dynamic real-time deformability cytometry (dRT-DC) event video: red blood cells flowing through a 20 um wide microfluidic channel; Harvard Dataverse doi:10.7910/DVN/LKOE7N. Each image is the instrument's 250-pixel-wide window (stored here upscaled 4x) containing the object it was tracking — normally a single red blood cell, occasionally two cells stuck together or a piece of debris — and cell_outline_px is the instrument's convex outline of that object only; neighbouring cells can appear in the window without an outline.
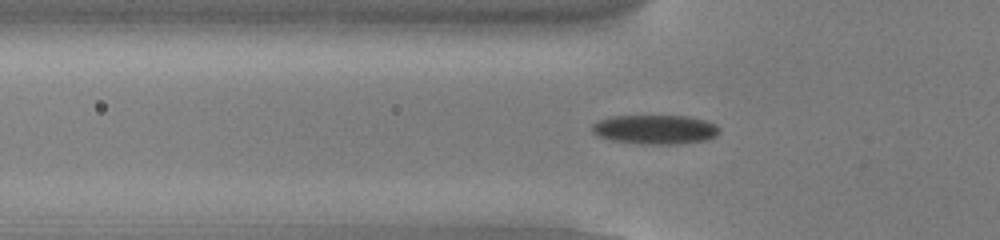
{"species": "common noctule bat (a hibernating species)", "species_latin": "Nyctalus noctula", "temperature_condition": "cold", "stored_images_in_passage": 34, "camera_frame_rate_fps": 3000, "um_per_image_px": 0.085, "animal": {"sex": "male", "body_mass_g": 13.0, "forearm_length_mm": 53.1}, "frame": {"image": 1, "passage_image": 3, "time_ms": 0.667, "image_size_px": [1000, 240], "cell_outline_px": [[720, 132], [716, 136], [704, 140], [676, 144], [640, 144], [612, 140], [600, 136], [592, 132], [592, 124], [600, 120], [612, 116], [692, 116], [716, 124], [720, 128]], "centroid_in_image_um": [55.72, 11.0], "position_along_channel_um": 70.1, "area_um2": 21.68}}
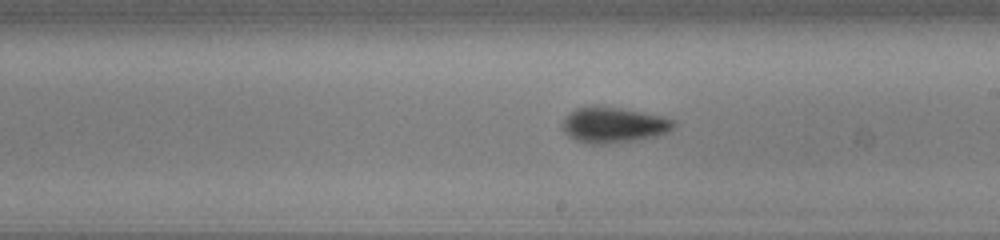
{"frame": {"image": 2, "passage_image": 16, "time_ms": 5.0, "image_size_px": [1000, 240], "cell_outline_px": [[676, 124], [668, 132], [656, 136], [636, 140], [604, 144], [584, 144], [568, 136], [564, 132], [560, 124], [568, 112], [576, 108], [592, 104], [600, 104], [660, 116], [676, 120]], "centroid_in_image_um": [52.08, 10.6], "position_along_channel_um": 236.9, "area_um2": 23.58}}
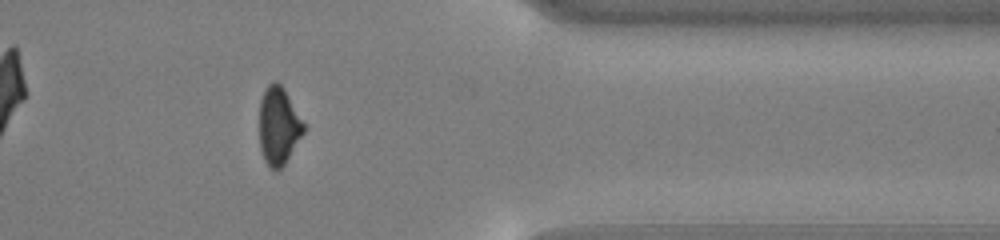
{"frame": {"image": 3, "passage_image": 29, "time_ms": 9.333, "image_size_px": [1000, 240], "cell_outline_px": [[304, 132], [284, 164], [276, 172], [268, 168], [264, 160], [260, 148], [260, 100], [264, 88], [272, 80], [276, 80], [284, 88], [304, 124]], "centroid_in_image_um": [23.65, 10.69], "position_along_channel_um": 387.7, "area_um2": 20.06}, "authors_computed_cell_mechanics": {"area_um2": 21.7039, "velocity_mm_per_s": 3.8527, "shape_relaxation_time_tau1_ms": 2.262, "shape_relaxation_time_tau2_ms": 3.6224, "deformation_change_tau1": 0.1056, "deformation_change_tau2": 0.0799}}